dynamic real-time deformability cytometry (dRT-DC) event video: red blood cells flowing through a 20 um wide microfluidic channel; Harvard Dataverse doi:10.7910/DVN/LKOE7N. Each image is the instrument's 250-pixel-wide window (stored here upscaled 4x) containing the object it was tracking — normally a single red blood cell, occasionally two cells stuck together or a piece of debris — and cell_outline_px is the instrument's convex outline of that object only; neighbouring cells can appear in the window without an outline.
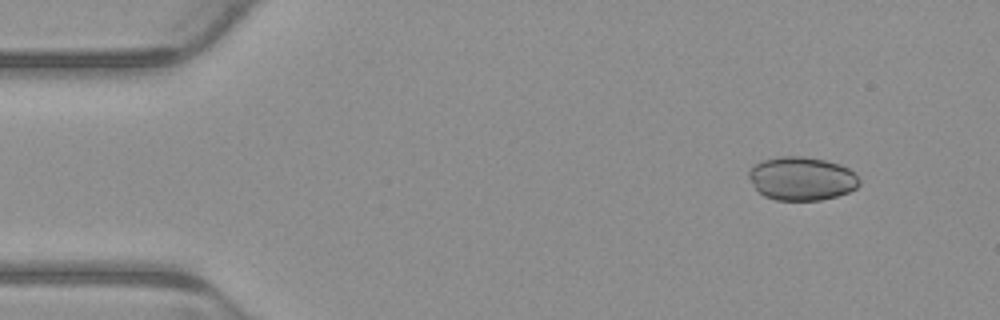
{"species": "common noctule bat (a hibernating species)", "species_latin": "Nyctalus noctula", "temperature_condition": "warm", "stored_images_in_passage": 4, "segment_of_instrument_passage": [2, 2], "camera_frame_rate_fps": 3000, "um_per_image_px": 0.085, "animal": {"sex": "male", "body_mass_g": 23.1, "forearm_length_mm": 52.7}, "frame": {"image": 1, "passage_image": 4, "time_ms": 1.0, "image_size_px": [1000, 320], "cell_outline_px": [[860, 184], [856, 188], [848, 192], [836, 196], [820, 200], [776, 200], [764, 196], [756, 188], [748, 176], [748, 172], [752, 164], [764, 160], [780, 156], [804, 156], [824, 160], [840, 164], [848, 168], [860, 180]], "centroid_in_image_um": [68.13, 15.17], "position_along_channel_um": 16.9, "area_um2": 27.98}}